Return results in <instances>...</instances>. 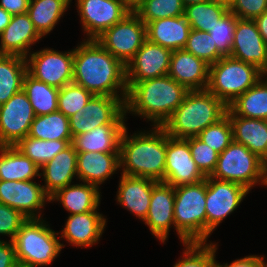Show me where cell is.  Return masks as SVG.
Masks as SVG:
<instances>
[{
  "instance_id": "6da1fadb",
  "label": "cell",
  "mask_w": 267,
  "mask_h": 267,
  "mask_svg": "<svg viewBox=\"0 0 267 267\" xmlns=\"http://www.w3.org/2000/svg\"><path fill=\"white\" fill-rule=\"evenodd\" d=\"M73 82L94 95L121 98L126 102V66L95 39H83L73 49ZM120 93V94H119Z\"/></svg>"
},
{
  "instance_id": "7a4b0ae2",
  "label": "cell",
  "mask_w": 267,
  "mask_h": 267,
  "mask_svg": "<svg viewBox=\"0 0 267 267\" xmlns=\"http://www.w3.org/2000/svg\"><path fill=\"white\" fill-rule=\"evenodd\" d=\"M151 128L132 135H128V126L124 130L120 142V174L164 182L166 131L162 126Z\"/></svg>"
},
{
  "instance_id": "3957f363",
  "label": "cell",
  "mask_w": 267,
  "mask_h": 267,
  "mask_svg": "<svg viewBox=\"0 0 267 267\" xmlns=\"http://www.w3.org/2000/svg\"><path fill=\"white\" fill-rule=\"evenodd\" d=\"M188 92L168 74L137 82L128 90L125 113L151 121L150 126H163Z\"/></svg>"
},
{
  "instance_id": "277c9868",
  "label": "cell",
  "mask_w": 267,
  "mask_h": 267,
  "mask_svg": "<svg viewBox=\"0 0 267 267\" xmlns=\"http://www.w3.org/2000/svg\"><path fill=\"white\" fill-rule=\"evenodd\" d=\"M227 110L228 106L207 89L189 91L162 127L174 138L196 137L223 118Z\"/></svg>"
},
{
  "instance_id": "5b68a950",
  "label": "cell",
  "mask_w": 267,
  "mask_h": 267,
  "mask_svg": "<svg viewBox=\"0 0 267 267\" xmlns=\"http://www.w3.org/2000/svg\"><path fill=\"white\" fill-rule=\"evenodd\" d=\"M44 218L28 219L13 239L19 267L49 266L65 247Z\"/></svg>"
},
{
  "instance_id": "8992f818",
  "label": "cell",
  "mask_w": 267,
  "mask_h": 267,
  "mask_svg": "<svg viewBox=\"0 0 267 267\" xmlns=\"http://www.w3.org/2000/svg\"><path fill=\"white\" fill-rule=\"evenodd\" d=\"M175 231L182 244L206 242V179L175 186Z\"/></svg>"
},
{
  "instance_id": "52a82bcc",
  "label": "cell",
  "mask_w": 267,
  "mask_h": 267,
  "mask_svg": "<svg viewBox=\"0 0 267 267\" xmlns=\"http://www.w3.org/2000/svg\"><path fill=\"white\" fill-rule=\"evenodd\" d=\"M265 73L253 64L223 56L209 65L207 90L227 106L253 87Z\"/></svg>"
},
{
  "instance_id": "ba28073f",
  "label": "cell",
  "mask_w": 267,
  "mask_h": 267,
  "mask_svg": "<svg viewBox=\"0 0 267 267\" xmlns=\"http://www.w3.org/2000/svg\"><path fill=\"white\" fill-rule=\"evenodd\" d=\"M210 177L239 183L251 191L256 185L267 187V163L246 146L233 141L219 154Z\"/></svg>"
},
{
  "instance_id": "9c48e42d",
  "label": "cell",
  "mask_w": 267,
  "mask_h": 267,
  "mask_svg": "<svg viewBox=\"0 0 267 267\" xmlns=\"http://www.w3.org/2000/svg\"><path fill=\"white\" fill-rule=\"evenodd\" d=\"M95 40L127 66L147 40L146 24L132 11Z\"/></svg>"
},
{
  "instance_id": "30bf717a",
  "label": "cell",
  "mask_w": 267,
  "mask_h": 267,
  "mask_svg": "<svg viewBox=\"0 0 267 267\" xmlns=\"http://www.w3.org/2000/svg\"><path fill=\"white\" fill-rule=\"evenodd\" d=\"M249 193L239 183L206 177V242L222 221L237 210Z\"/></svg>"
},
{
  "instance_id": "8fae6325",
  "label": "cell",
  "mask_w": 267,
  "mask_h": 267,
  "mask_svg": "<svg viewBox=\"0 0 267 267\" xmlns=\"http://www.w3.org/2000/svg\"><path fill=\"white\" fill-rule=\"evenodd\" d=\"M125 102L121 98L94 95L77 113L69 117L72 137L106 124H127ZM126 119V120H125Z\"/></svg>"
},
{
  "instance_id": "7c38bea8",
  "label": "cell",
  "mask_w": 267,
  "mask_h": 267,
  "mask_svg": "<svg viewBox=\"0 0 267 267\" xmlns=\"http://www.w3.org/2000/svg\"><path fill=\"white\" fill-rule=\"evenodd\" d=\"M64 52L50 47L32 51L25 58L27 73L57 89L73 82V49Z\"/></svg>"
},
{
  "instance_id": "4fadbf2b",
  "label": "cell",
  "mask_w": 267,
  "mask_h": 267,
  "mask_svg": "<svg viewBox=\"0 0 267 267\" xmlns=\"http://www.w3.org/2000/svg\"><path fill=\"white\" fill-rule=\"evenodd\" d=\"M86 39H96L132 10L122 0H75Z\"/></svg>"
},
{
  "instance_id": "5bb4252c",
  "label": "cell",
  "mask_w": 267,
  "mask_h": 267,
  "mask_svg": "<svg viewBox=\"0 0 267 267\" xmlns=\"http://www.w3.org/2000/svg\"><path fill=\"white\" fill-rule=\"evenodd\" d=\"M35 116L29 98L23 90L0 105V146H15L28 136Z\"/></svg>"
},
{
  "instance_id": "9a60e30c",
  "label": "cell",
  "mask_w": 267,
  "mask_h": 267,
  "mask_svg": "<svg viewBox=\"0 0 267 267\" xmlns=\"http://www.w3.org/2000/svg\"><path fill=\"white\" fill-rule=\"evenodd\" d=\"M50 197L45 193L43 184L35 180H0V203L21 212L28 219L42 218V209Z\"/></svg>"
},
{
  "instance_id": "2e32d148",
  "label": "cell",
  "mask_w": 267,
  "mask_h": 267,
  "mask_svg": "<svg viewBox=\"0 0 267 267\" xmlns=\"http://www.w3.org/2000/svg\"><path fill=\"white\" fill-rule=\"evenodd\" d=\"M206 176L195 164L189 148V138H174L166 133V164L164 182L173 187L195 184Z\"/></svg>"
},
{
  "instance_id": "e0dca14e",
  "label": "cell",
  "mask_w": 267,
  "mask_h": 267,
  "mask_svg": "<svg viewBox=\"0 0 267 267\" xmlns=\"http://www.w3.org/2000/svg\"><path fill=\"white\" fill-rule=\"evenodd\" d=\"M172 52L146 40L126 66L127 89L137 82L167 75Z\"/></svg>"
},
{
  "instance_id": "ac0fdd59",
  "label": "cell",
  "mask_w": 267,
  "mask_h": 267,
  "mask_svg": "<svg viewBox=\"0 0 267 267\" xmlns=\"http://www.w3.org/2000/svg\"><path fill=\"white\" fill-rule=\"evenodd\" d=\"M175 188L166 182L157 181L152 189L150 207L143 221L152 235L165 245L170 228L174 227Z\"/></svg>"
},
{
  "instance_id": "d6986e66",
  "label": "cell",
  "mask_w": 267,
  "mask_h": 267,
  "mask_svg": "<svg viewBox=\"0 0 267 267\" xmlns=\"http://www.w3.org/2000/svg\"><path fill=\"white\" fill-rule=\"evenodd\" d=\"M230 56L267 72V44L254 20L238 19Z\"/></svg>"
},
{
  "instance_id": "ffe728a7",
  "label": "cell",
  "mask_w": 267,
  "mask_h": 267,
  "mask_svg": "<svg viewBox=\"0 0 267 267\" xmlns=\"http://www.w3.org/2000/svg\"><path fill=\"white\" fill-rule=\"evenodd\" d=\"M99 210L68 215L64 228L59 238L69 245L78 248H91L98 244L104 229L107 227V219Z\"/></svg>"
},
{
  "instance_id": "44dd1931",
  "label": "cell",
  "mask_w": 267,
  "mask_h": 267,
  "mask_svg": "<svg viewBox=\"0 0 267 267\" xmlns=\"http://www.w3.org/2000/svg\"><path fill=\"white\" fill-rule=\"evenodd\" d=\"M168 75L189 91L206 90L209 82V65L184 49L174 50Z\"/></svg>"
},
{
  "instance_id": "7402d4cb",
  "label": "cell",
  "mask_w": 267,
  "mask_h": 267,
  "mask_svg": "<svg viewBox=\"0 0 267 267\" xmlns=\"http://www.w3.org/2000/svg\"><path fill=\"white\" fill-rule=\"evenodd\" d=\"M157 181L121 174L116 194L118 205L144 221L147 217L152 196V189Z\"/></svg>"
},
{
  "instance_id": "603a6c76",
  "label": "cell",
  "mask_w": 267,
  "mask_h": 267,
  "mask_svg": "<svg viewBox=\"0 0 267 267\" xmlns=\"http://www.w3.org/2000/svg\"><path fill=\"white\" fill-rule=\"evenodd\" d=\"M42 40L29 15H12L10 23L0 34V54L17 55L26 58L31 46Z\"/></svg>"
},
{
  "instance_id": "cb8c5ba5",
  "label": "cell",
  "mask_w": 267,
  "mask_h": 267,
  "mask_svg": "<svg viewBox=\"0 0 267 267\" xmlns=\"http://www.w3.org/2000/svg\"><path fill=\"white\" fill-rule=\"evenodd\" d=\"M76 162L77 152L71 143L40 168V177L42 176V180H44L43 188L49 197L59 189L74 183V178L77 181Z\"/></svg>"
},
{
  "instance_id": "d4e9b609",
  "label": "cell",
  "mask_w": 267,
  "mask_h": 267,
  "mask_svg": "<svg viewBox=\"0 0 267 267\" xmlns=\"http://www.w3.org/2000/svg\"><path fill=\"white\" fill-rule=\"evenodd\" d=\"M76 165L78 181L99 188L120 170V153L80 152L77 153Z\"/></svg>"
},
{
  "instance_id": "484cf974",
  "label": "cell",
  "mask_w": 267,
  "mask_h": 267,
  "mask_svg": "<svg viewBox=\"0 0 267 267\" xmlns=\"http://www.w3.org/2000/svg\"><path fill=\"white\" fill-rule=\"evenodd\" d=\"M191 31L184 15L153 20L146 24L147 40L172 51L184 49Z\"/></svg>"
},
{
  "instance_id": "4316f807",
  "label": "cell",
  "mask_w": 267,
  "mask_h": 267,
  "mask_svg": "<svg viewBox=\"0 0 267 267\" xmlns=\"http://www.w3.org/2000/svg\"><path fill=\"white\" fill-rule=\"evenodd\" d=\"M101 188L81 182L69 184L50 197V202H59L69 215L99 210Z\"/></svg>"
},
{
  "instance_id": "83f0119b",
  "label": "cell",
  "mask_w": 267,
  "mask_h": 267,
  "mask_svg": "<svg viewBox=\"0 0 267 267\" xmlns=\"http://www.w3.org/2000/svg\"><path fill=\"white\" fill-rule=\"evenodd\" d=\"M126 128V124L101 125L87 133L74 136L72 144L77 153H120L121 137Z\"/></svg>"
},
{
  "instance_id": "f1b7e54d",
  "label": "cell",
  "mask_w": 267,
  "mask_h": 267,
  "mask_svg": "<svg viewBox=\"0 0 267 267\" xmlns=\"http://www.w3.org/2000/svg\"><path fill=\"white\" fill-rule=\"evenodd\" d=\"M233 141L246 146L267 163V120L228 115Z\"/></svg>"
},
{
  "instance_id": "f546056e",
  "label": "cell",
  "mask_w": 267,
  "mask_h": 267,
  "mask_svg": "<svg viewBox=\"0 0 267 267\" xmlns=\"http://www.w3.org/2000/svg\"><path fill=\"white\" fill-rule=\"evenodd\" d=\"M40 178V168L15 146H0V180L27 181Z\"/></svg>"
},
{
  "instance_id": "4dcf8cb0",
  "label": "cell",
  "mask_w": 267,
  "mask_h": 267,
  "mask_svg": "<svg viewBox=\"0 0 267 267\" xmlns=\"http://www.w3.org/2000/svg\"><path fill=\"white\" fill-rule=\"evenodd\" d=\"M226 114L267 120V76L229 104Z\"/></svg>"
},
{
  "instance_id": "1f68e13d",
  "label": "cell",
  "mask_w": 267,
  "mask_h": 267,
  "mask_svg": "<svg viewBox=\"0 0 267 267\" xmlns=\"http://www.w3.org/2000/svg\"><path fill=\"white\" fill-rule=\"evenodd\" d=\"M72 0H30L27 14L43 38L60 22Z\"/></svg>"
},
{
  "instance_id": "d6a6232c",
  "label": "cell",
  "mask_w": 267,
  "mask_h": 267,
  "mask_svg": "<svg viewBox=\"0 0 267 267\" xmlns=\"http://www.w3.org/2000/svg\"><path fill=\"white\" fill-rule=\"evenodd\" d=\"M26 73L24 57L0 54V105L22 90Z\"/></svg>"
},
{
  "instance_id": "836d02e7",
  "label": "cell",
  "mask_w": 267,
  "mask_h": 267,
  "mask_svg": "<svg viewBox=\"0 0 267 267\" xmlns=\"http://www.w3.org/2000/svg\"><path fill=\"white\" fill-rule=\"evenodd\" d=\"M22 90L26 93L36 116L58 111L59 89L25 74Z\"/></svg>"
},
{
  "instance_id": "e575fe53",
  "label": "cell",
  "mask_w": 267,
  "mask_h": 267,
  "mask_svg": "<svg viewBox=\"0 0 267 267\" xmlns=\"http://www.w3.org/2000/svg\"><path fill=\"white\" fill-rule=\"evenodd\" d=\"M28 136L41 140H73L69 118L60 111L35 116Z\"/></svg>"
},
{
  "instance_id": "d590c367",
  "label": "cell",
  "mask_w": 267,
  "mask_h": 267,
  "mask_svg": "<svg viewBox=\"0 0 267 267\" xmlns=\"http://www.w3.org/2000/svg\"><path fill=\"white\" fill-rule=\"evenodd\" d=\"M228 11L218 0H207L185 6L184 16L191 29L210 32Z\"/></svg>"
},
{
  "instance_id": "8d00e7d4",
  "label": "cell",
  "mask_w": 267,
  "mask_h": 267,
  "mask_svg": "<svg viewBox=\"0 0 267 267\" xmlns=\"http://www.w3.org/2000/svg\"><path fill=\"white\" fill-rule=\"evenodd\" d=\"M73 140H41L30 136L21 139L15 147L29 157L39 168L67 148Z\"/></svg>"
},
{
  "instance_id": "74e56055",
  "label": "cell",
  "mask_w": 267,
  "mask_h": 267,
  "mask_svg": "<svg viewBox=\"0 0 267 267\" xmlns=\"http://www.w3.org/2000/svg\"><path fill=\"white\" fill-rule=\"evenodd\" d=\"M209 242L184 243L181 259L173 267H215L218 243Z\"/></svg>"
},
{
  "instance_id": "f35d334b",
  "label": "cell",
  "mask_w": 267,
  "mask_h": 267,
  "mask_svg": "<svg viewBox=\"0 0 267 267\" xmlns=\"http://www.w3.org/2000/svg\"><path fill=\"white\" fill-rule=\"evenodd\" d=\"M184 9L182 0H143L134 12L148 24L153 20L184 15Z\"/></svg>"
},
{
  "instance_id": "ab89813d",
  "label": "cell",
  "mask_w": 267,
  "mask_h": 267,
  "mask_svg": "<svg viewBox=\"0 0 267 267\" xmlns=\"http://www.w3.org/2000/svg\"><path fill=\"white\" fill-rule=\"evenodd\" d=\"M184 50L204 60L208 65L218 62L223 57L210 33L200 30L191 29Z\"/></svg>"
},
{
  "instance_id": "60d3db41",
  "label": "cell",
  "mask_w": 267,
  "mask_h": 267,
  "mask_svg": "<svg viewBox=\"0 0 267 267\" xmlns=\"http://www.w3.org/2000/svg\"><path fill=\"white\" fill-rule=\"evenodd\" d=\"M94 96L93 93L82 86L71 82L59 89L58 94V111L63 113L67 118L77 113L85 107L87 102Z\"/></svg>"
},
{
  "instance_id": "b9f144b4",
  "label": "cell",
  "mask_w": 267,
  "mask_h": 267,
  "mask_svg": "<svg viewBox=\"0 0 267 267\" xmlns=\"http://www.w3.org/2000/svg\"><path fill=\"white\" fill-rule=\"evenodd\" d=\"M196 137L221 154L233 142V129L228 115L206 127Z\"/></svg>"
},
{
  "instance_id": "7bdbcfd3",
  "label": "cell",
  "mask_w": 267,
  "mask_h": 267,
  "mask_svg": "<svg viewBox=\"0 0 267 267\" xmlns=\"http://www.w3.org/2000/svg\"><path fill=\"white\" fill-rule=\"evenodd\" d=\"M238 19L232 12L228 11L209 32L218 51L223 56H230L231 54L233 34Z\"/></svg>"
},
{
  "instance_id": "ee69618b",
  "label": "cell",
  "mask_w": 267,
  "mask_h": 267,
  "mask_svg": "<svg viewBox=\"0 0 267 267\" xmlns=\"http://www.w3.org/2000/svg\"><path fill=\"white\" fill-rule=\"evenodd\" d=\"M189 148L200 171L206 177L210 176L216 167L219 154L197 137H189Z\"/></svg>"
},
{
  "instance_id": "f6af8a7d",
  "label": "cell",
  "mask_w": 267,
  "mask_h": 267,
  "mask_svg": "<svg viewBox=\"0 0 267 267\" xmlns=\"http://www.w3.org/2000/svg\"><path fill=\"white\" fill-rule=\"evenodd\" d=\"M28 220L21 212L0 203V235L10 237L13 241L20 227ZM1 240V238H0Z\"/></svg>"
},
{
  "instance_id": "bcb514c9",
  "label": "cell",
  "mask_w": 267,
  "mask_h": 267,
  "mask_svg": "<svg viewBox=\"0 0 267 267\" xmlns=\"http://www.w3.org/2000/svg\"><path fill=\"white\" fill-rule=\"evenodd\" d=\"M229 11L239 19L254 20L267 11V0H236Z\"/></svg>"
},
{
  "instance_id": "7dc6e473",
  "label": "cell",
  "mask_w": 267,
  "mask_h": 267,
  "mask_svg": "<svg viewBox=\"0 0 267 267\" xmlns=\"http://www.w3.org/2000/svg\"><path fill=\"white\" fill-rule=\"evenodd\" d=\"M0 267H19L13 242L0 240Z\"/></svg>"
},
{
  "instance_id": "c3c4849f",
  "label": "cell",
  "mask_w": 267,
  "mask_h": 267,
  "mask_svg": "<svg viewBox=\"0 0 267 267\" xmlns=\"http://www.w3.org/2000/svg\"><path fill=\"white\" fill-rule=\"evenodd\" d=\"M264 256L260 255H247L243 258L236 259L232 261L231 263H223L220 264L216 260L215 256V267H261L263 263L265 262Z\"/></svg>"
},
{
  "instance_id": "681fc988",
  "label": "cell",
  "mask_w": 267,
  "mask_h": 267,
  "mask_svg": "<svg viewBox=\"0 0 267 267\" xmlns=\"http://www.w3.org/2000/svg\"><path fill=\"white\" fill-rule=\"evenodd\" d=\"M30 0H0V7L11 15L25 14Z\"/></svg>"
},
{
  "instance_id": "f907efd6",
  "label": "cell",
  "mask_w": 267,
  "mask_h": 267,
  "mask_svg": "<svg viewBox=\"0 0 267 267\" xmlns=\"http://www.w3.org/2000/svg\"><path fill=\"white\" fill-rule=\"evenodd\" d=\"M254 21L257 24L259 33L267 44V11L256 17Z\"/></svg>"
},
{
  "instance_id": "816d5d0a",
  "label": "cell",
  "mask_w": 267,
  "mask_h": 267,
  "mask_svg": "<svg viewBox=\"0 0 267 267\" xmlns=\"http://www.w3.org/2000/svg\"><path fill=\"white\" fill-rule=\"evenodd\" d=\"M12 15L0 7V34L4 31L10 23Z\"/></svg>"
},
{
  "instance_id": "f5cc1de1",
  "label": "cell",
  "mask_w": 267,
  "mask_h": 267,
  "mask_svg": "<svg viewBox=\"0 0 267 267\" xmlns=\"http://www.w3.org/2000/svg\"><path fill=\"white\" fill-rule=\"evenodd\" d=\"M132 11H134L143 0H122Z\"/></svg>"
},
{
  "instance_id": "db71d44e",
  "label": "cell",
  "mask_w": 267,
  "mask_h": 267,
  "mask_svg": "<svg viewBox=\"0 0 267 267\" xmlns=\"http://www.w3.org/2000/svg\"><path fill=\"white\" fill-rule=\"evenodd\" d=\"M221 4L227 6L228 8H230L236 0H218Z\"/></svg>"
},
{
  "instance_id": "11a10c76",
  "label": "cell",
  "mask_w": 267,
  "mask_h": 267,
  "mask_svg": "<svg viewBox=\"0 0 267 267\" xmlns=\"http://www.w3.org/2000/svg\"><path fill=\"white\" fill-rule=\"evenodd\" d=\"M204 1H207V0H182L184 6H187V5H190V4L204 2Z\"/></svg>"
},
{
  "instance_id": "9f6ffc18",
  "label": "cell",
  "mask_w": 267,
  "mask_h": 267,
  "mask_svg": "<svg viewBox=\"0 0 267 267\" xmlns=\"http://www.w3.org/2000/svg\"><path fill=\"white\" fill-rule=\"evenodd\" d=\"M261 267H267V262L265 261Z\"/></svg>"
}]
</instances>
